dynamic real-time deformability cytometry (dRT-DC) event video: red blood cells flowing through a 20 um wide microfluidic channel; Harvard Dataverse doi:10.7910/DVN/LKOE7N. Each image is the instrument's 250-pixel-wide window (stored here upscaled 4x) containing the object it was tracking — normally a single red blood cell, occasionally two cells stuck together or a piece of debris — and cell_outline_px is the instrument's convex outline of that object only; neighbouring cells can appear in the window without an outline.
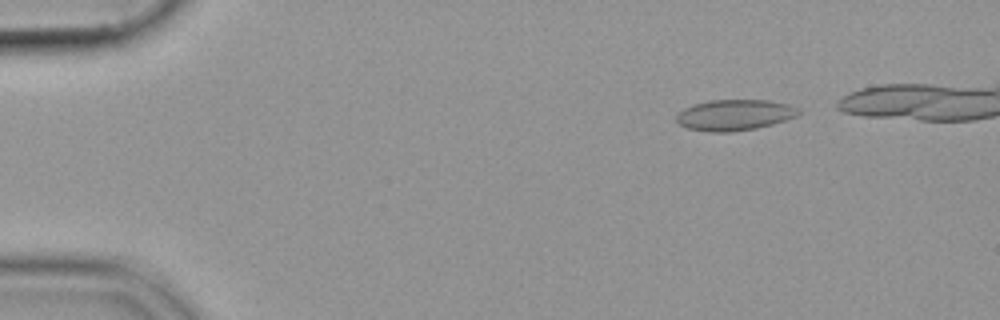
{"species": "common noctule bat (a hibernating species)", "species_latin": "Nyctalus noctula", "temperature_condition": "cold", "stored_images_in_passage": 44, "camera_frame_rate_fps": 3000, "um_per_image_px": 0.085, "animal": {"sex": "female", "body_mass_g": 19.9}, "frame": {"image": 1, "passage_image": 4, "time_ms": 1.0, "image_size_px": [1000, 320], "cell_outline_px": [[800, 112], [796, 116], [772, 124], [756, 128], [728, 132], [708, 132], [688, 128], [680, 124], [676, 120], [676, 116], [684, 108], [696, 104], [712, 100], [768, 100], [788, 104], [796, 108]], "centroid_in_image_um": [62.43, 9.77], "position_along_channel_um": 22.6, "area_um2": 21.68}}
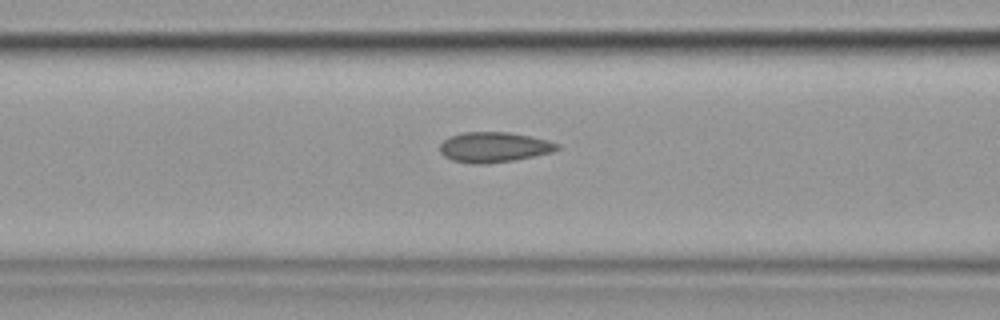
{"frame": {"image": 2, "passage_image": 19, "time_ms": 6.0, "image_size_px": [1000, 320], "cell_outline_px": [[560, 148], [552, 152], [516, 160], [488, 164], [472, 164], [452, 160], [444, 156], [440, 152], [440, 144], [448, 136], [464, 132], [508, 132], [548, 140], [560, 144]], "centroid_in_image_um": [41.98, 12.52], "position_along_channel_um": 124.6, "area_um2": 20.81}}
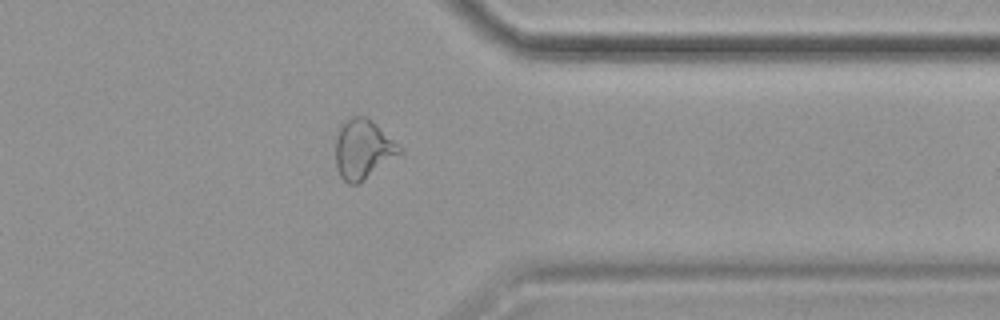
{"frame": {"image": 3, "passage_image": 40, "time_ms": 13.0, "image_size_px": [1000, 320], "cell_outline_px": [[404, 152], [364, 180], [356, 184], [348, 184], [340, 176], [336, 164], [336, 136], [344, 120], [352, 116], [368, 116], [404, 148]], "centroid_in_image_um": [30.89, 12.66], "position_along_channel_um": 380.5, "area_um2": 22.48}}